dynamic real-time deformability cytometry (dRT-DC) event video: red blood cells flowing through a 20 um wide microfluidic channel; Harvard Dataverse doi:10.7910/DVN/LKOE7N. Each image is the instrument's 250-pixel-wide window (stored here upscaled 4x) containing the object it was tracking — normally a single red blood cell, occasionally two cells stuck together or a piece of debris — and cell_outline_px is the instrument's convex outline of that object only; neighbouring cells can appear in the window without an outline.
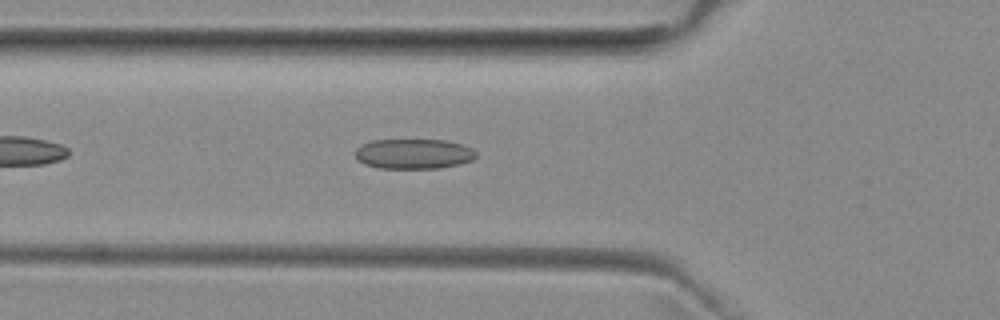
{"species": "common noctule bat (a hibernating species)", "species_latin": "Nyctalus noctula", "temperature_condition": "room temperature", "stored_images_in_passage": 40, "camera_frame_rate_fps": 3000, "um_per_image_px": 0.085, "animal": {"sex": "female", "body_mass_g": 29.2, "forearm_length_mm": 56.3}, "frame": {"image": 1, "passage_image": 6, "time_ms": 1.667, "image_size_px": [1000, 320], "cell_outline_px": [[476, 156], [472, 160], [460, 164], [436, 168], [376, 168], [364, 164], [356, 156], [356, 148], [360, 144], [372, 140], [444, 140], [460, 144], [472, 148], [476, 152]], "centroid_in_image_um": [35.14, 13.07], "position_along_channel_um": 90.7, "area_um2": 21.1}}
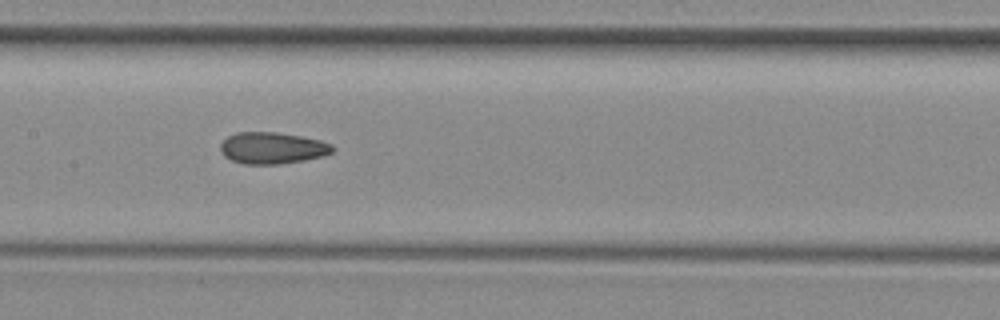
{"frame": {"image": 2, "passage_image": 13, "time_ms": 4.0, "image_size_px": [1000, 320], "cell_outline_px": [[336, 148], [332, 152], [324, 156], [304, 160], [280, 164], [244, 164], [232, 160], [224, 156], [220, 148], [220, 144], [228, 136], [236, 132], [276, 132], [300, 136], [320, 140], [332, 144]], "centroid_in_image_um": [23.16, 12.58], "position_along_channel_um": 184.2, "area_um2": 20.69}}
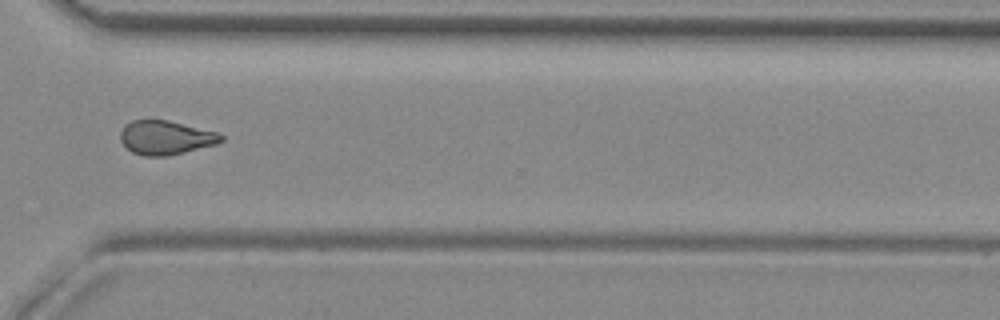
{"frame": {"image": 3, "passage_image": 26, "time_ms": 8.333, "image_size_px": [1000, 320], "cell_outline_px": [[224, 140], [216, 144], [168, 156], [144, 156], [132, 152], [120, 140], [120, 132], [124, 124], [132, 120], [168, 120], [216, 132], [224, 136]], "centroid_in_image_um": [14.06, 11.69], "position_along_channel_um": 356.5, "area_um2": 19.88}, "authors_computed_cell_mechanics": {"area_um2": 20.3167, "velocity_mm_per_s": 3.9847, "shape_relaxation_time_tau1_ms": null, "shape_relaxation_time_tau2_ms": 2.3963, "deformation_change_tau1": null, "deformation_change_tau2": 0.0949}}